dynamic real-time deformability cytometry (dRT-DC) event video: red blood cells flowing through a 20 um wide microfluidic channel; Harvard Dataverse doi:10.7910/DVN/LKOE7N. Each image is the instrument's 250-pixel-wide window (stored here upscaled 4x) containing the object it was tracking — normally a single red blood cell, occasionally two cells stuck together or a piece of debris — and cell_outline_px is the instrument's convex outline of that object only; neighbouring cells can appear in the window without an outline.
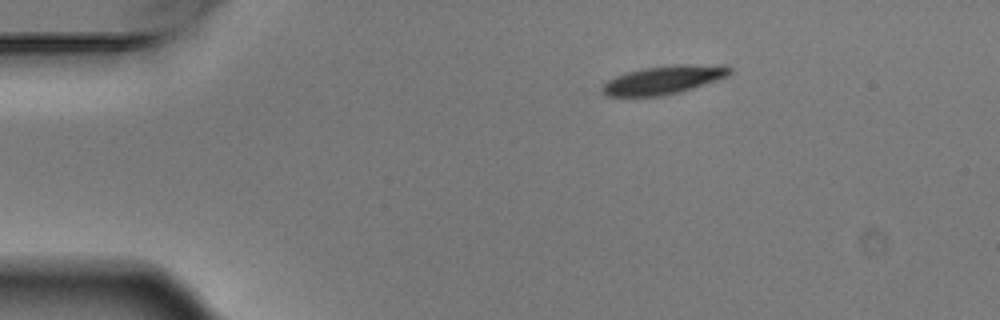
{"species": "Egyptian fruit bat (a non-hibernating species)", "species_latin": "Rousettus aegyptiacus", "temperature_condition": "warm", "stored_images_in_passage": 6, "camera_frame_rate_fps": 3000, "um_per_image_px": 0.085, "animal": {"sex": "male"}, "frame": {"image": 1, "passage_image": 6, "time_ms": 1.667, "image_size_px": [1000, 320], "cell_outline_px": [[732, 72], [716, 80], [680, 92], [660, 96], [608, 96], [600, 92], [600, 88], [608, 80], [624, 72], [640, 68], [676, 64], [728, 64], [732, 68]], "centroid_in_image_um": [56.4, 6.77], "position_along_channel_um": 28.6, "area_um2": 21.39}}